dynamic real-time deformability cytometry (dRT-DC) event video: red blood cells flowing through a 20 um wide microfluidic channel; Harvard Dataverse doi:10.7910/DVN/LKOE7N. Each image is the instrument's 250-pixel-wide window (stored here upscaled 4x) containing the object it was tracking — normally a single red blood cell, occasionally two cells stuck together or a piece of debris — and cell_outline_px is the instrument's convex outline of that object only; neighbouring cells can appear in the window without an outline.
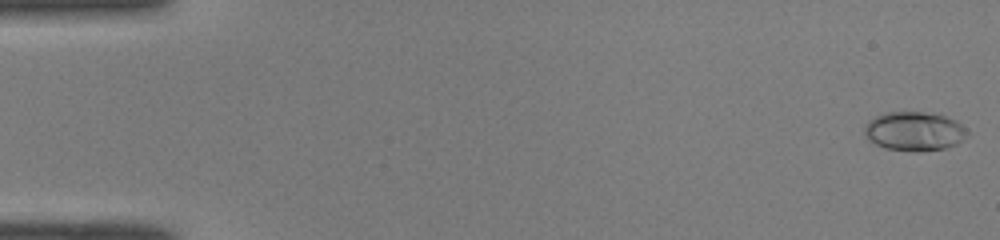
{"species": "common noctule bat (a hibernating species)", "species_latin": "Nyctalus noctula", "temperature_condition": "room temperature", "stored_images_in_passage": 50, "camera_frame_rate_fps": 3000, "um_per_image_px": 0.085, "animal": {"sex": "male", "body_mass_g": 19.0, "forearm_length_mm": 50.8}, "frame": {"image": 1, "passage_image": 1, "time_ms": 0.0, "image_size_px": [1000, 240], "cell_outline_px": [[968, 136], [956, 144], [944, 148], [920, 152], [916, 152], [884, 148], [868, 140], [864, 132], [864, 128], [868, 120], [876, 116], [888, 112], [924, 112], [944, 116], [956, 120], [968, 132]], "centroid_in_image_um": [77.7, 11.17], "position_along_channel_um": 7.3, "area_um2": 23.41}}
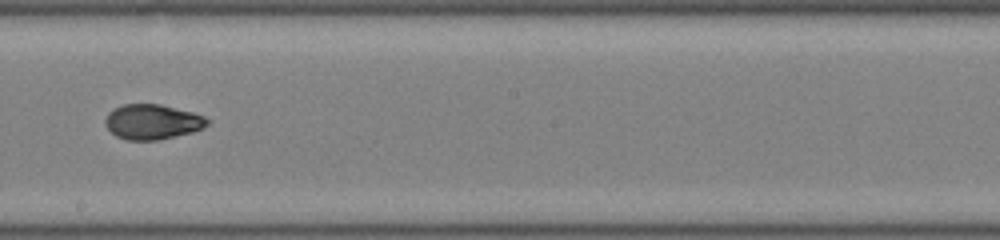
{"frame": {"image": 2, "passage_image": 29, "time_ms": 9.333, "image_size_px": [1000, 240], "cell_outline_px": [[212, 120], [204, 128], [192, 132], [160, 140], [128, 140], [116, 136], [108, 128], [104, 120], [108, 112], [124, 104], [160, 104], [192, 112], [204, 116]], "centroid_in_image_um": [12.98, 10.36], "position_along_channel_um": 235.2, "area_um2": 20.87}}
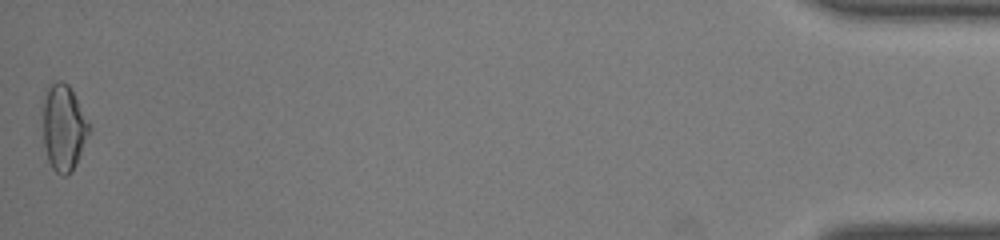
{"frame": {"image": 3, "passage_image": 50, "time_ms": 16.333, "image_size_px": [1000, 240], "cell_outline_px": [[92, 128], [76, 164], [72, 172], [68, 176], [60, 176], [52, 168], [48, 160], [44, 144], [40, 100], [44, 88], [56, 80], [60, 80], [68, 84], [88, 120]], "centroid_in_image_um": [5.36, 10.81], "position_along_channel_um": 429.8, "area_um2": 24.16}, "authors_computed_cell_mechanics": {"area_um2": 21.2704, "velocity_mm_per_s": 4.1021, "shape_relaxation_time_tau1_ms": 10.1257, "shape_relaxation_time_tau2_ms": 1.305, "deformation_change_tau1": 0.264, "deformation_change_tau2": 0.0496}}